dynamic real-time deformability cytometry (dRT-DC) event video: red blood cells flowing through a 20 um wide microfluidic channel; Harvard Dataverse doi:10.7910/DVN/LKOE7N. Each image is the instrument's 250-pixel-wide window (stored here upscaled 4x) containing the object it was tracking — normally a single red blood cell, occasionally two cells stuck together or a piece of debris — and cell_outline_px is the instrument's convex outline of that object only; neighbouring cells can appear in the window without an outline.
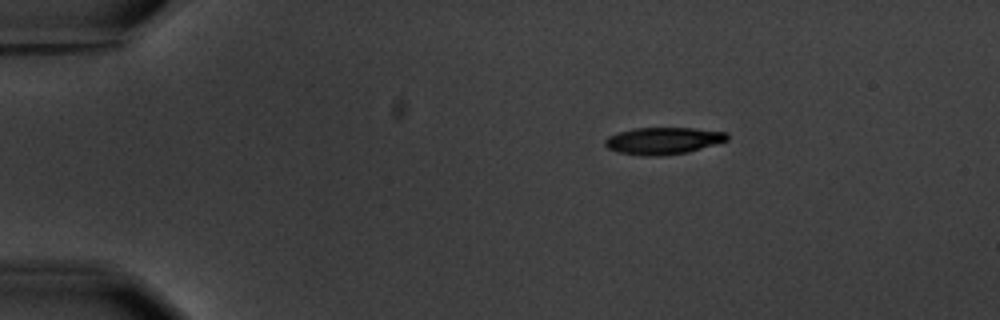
{"species": "common noctule bat (a hibernating species)", "species_latin": "Nyctalus noctula", "temperature_condition": "warm", "stored_images_in_passage": 3, "camera_frame_rate_fps": 3000, "um_per_image_px": 0.085, "animal": {"sex": "male", "body_mass_g": 20.1, "forearm_length_mm": 53.5}, "frame": {"image": 1, "passage_image": 1, "time_ms": 0.0, "image_size_px": [1000, 320], "cell_outline_px": [[728, 140], [688, 152], [660, 156], [648, 156], [620, 152], [608, 148], [604, 144], [604, 140], [608, 136], [620, 132], [636, 128], [692, 128], [728, 132]], "centroid_in_image_um": [56.39, 11.96], "position_along_channel_um": 28.6, "area_um2": 19.02}}